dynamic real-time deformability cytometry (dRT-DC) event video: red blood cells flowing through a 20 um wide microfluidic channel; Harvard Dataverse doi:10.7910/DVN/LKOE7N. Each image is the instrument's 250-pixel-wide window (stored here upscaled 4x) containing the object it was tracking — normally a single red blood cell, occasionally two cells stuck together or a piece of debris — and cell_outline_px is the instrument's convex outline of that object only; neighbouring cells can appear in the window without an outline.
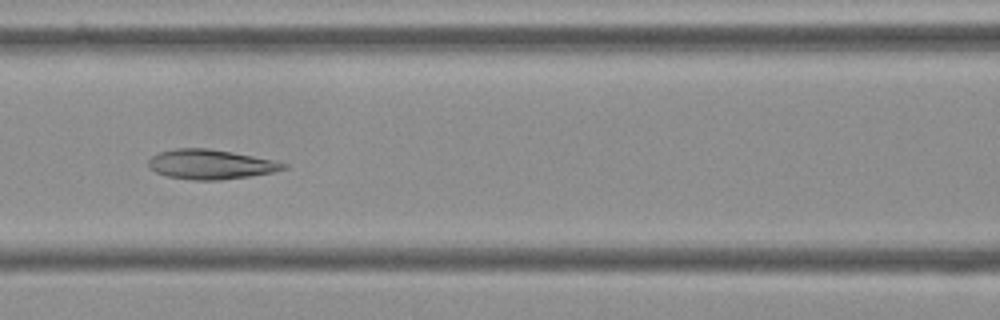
{"species": "Egyptian fruit bat (a non-hibernating species)", "species_latin": "Rousettus aegyptiacus", "temperature_condition": "cold", "stored_images_in_passage": 50, "camera_frame_rate_fps": 3000, "um_per_image_px": 0.085, "frame": {"image": 1, "passage_image": 24, "time_ms": 7.667, "image_size_px": [1000, 320], "cell_outline_px": [[288, 168], [272, 172], [248, 176], [220, 180], [192, 180], [168, 176], [156, 172], [148, 168], [148, 160], [152, 156], [160, 152], [176, 148], [208, 148], [232, 152], [272, 160], [288, 164]], "centroid_in_image_um": [17.87, 13.97], "position_along_channel_um": 148.7, "area_um2": 23.18}}
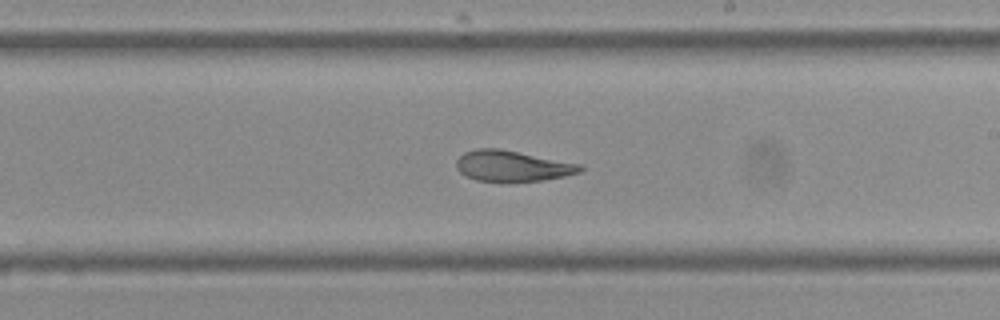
{"frame": {"image": 2, "passage_image": 32, "time_ms": 10.333, "image_size_px": [1000, 320], "cell_outline_px": [[584, 168], [580, 172], [564, 176], [544, 180], [476, 180], [464, 176], [456, 168], [456, 160], [464, 152], [476, 148], [500, 148], [584, 164]], "centroid_in_image_um": [43.56, 14.08], "position_along_channel_um": 245.4, "area_um2": 22.2}}
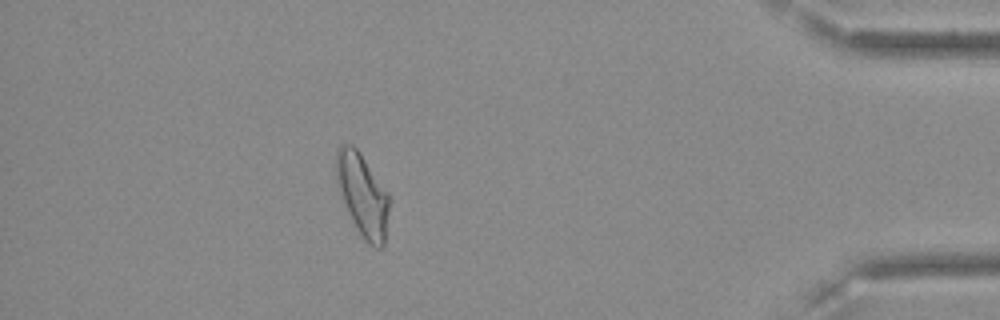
{"frame": {"image": 3, "passage_image": 49, "time_ms": 16.0, "image_size_px": [1000, 320], "cell_outline_px": [[388, 212], [384, 244], [380, 248], [376, 248], [368, 244], [364, 240], [356, 228], [344, 204], [336, 180], [336, 148], [340, 144], [352, 144], [360, 152], [388, 192]], "centroid_in_image_um": [30.8, 16.54], "position_along_channel_um": 404.4, "area_um2": 25.37}, "authors_computed_cell_mechanics": {"area_um2": 24.4783, "velocity_mm_per_s": 3.6441, "shape_relaxation_time_tau1_ms": 8.8851, "shape_relaxation_time_tau2_ms": 2.2722, "deformation_change_tau1": 0.1792, "deformation_change_tau2": 0.0856}}